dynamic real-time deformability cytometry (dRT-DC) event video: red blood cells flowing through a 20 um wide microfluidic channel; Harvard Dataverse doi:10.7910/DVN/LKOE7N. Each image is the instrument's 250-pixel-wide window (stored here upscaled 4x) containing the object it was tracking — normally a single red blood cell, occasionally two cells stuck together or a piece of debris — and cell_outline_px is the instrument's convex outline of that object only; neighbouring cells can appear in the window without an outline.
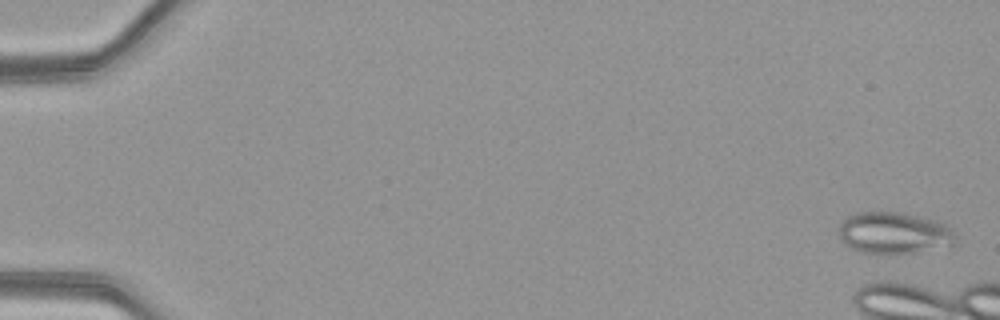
{"species": "common noctule bat (a hibernating species)", "species_latin": "Nyctalus noctula", "temperature_condition": "warm", "stored_images_in_passage": 7, "camera_frame_rate_fps": 3000, "um_per_image_px": 0.085, "animal": {"sex": "female", "body_mass_g": 21.9}, "frame": {"image": 1, "passage_image": 2, "time_ms": 0.333, "image_size_px": [1000, 320], "cell_outline_px": [[956, 244], [912, 252], [864, 252], [852, 248], [840, 240], [840, 224], [848, 216], [856, 212], [904, 212], [924, 216], [936, 220], [944, 224], [956, 236]], "centroid_in_image_um": [76.0, 19.76], "position_along_channel_um": 9.0, "area_um2": 27.86}}